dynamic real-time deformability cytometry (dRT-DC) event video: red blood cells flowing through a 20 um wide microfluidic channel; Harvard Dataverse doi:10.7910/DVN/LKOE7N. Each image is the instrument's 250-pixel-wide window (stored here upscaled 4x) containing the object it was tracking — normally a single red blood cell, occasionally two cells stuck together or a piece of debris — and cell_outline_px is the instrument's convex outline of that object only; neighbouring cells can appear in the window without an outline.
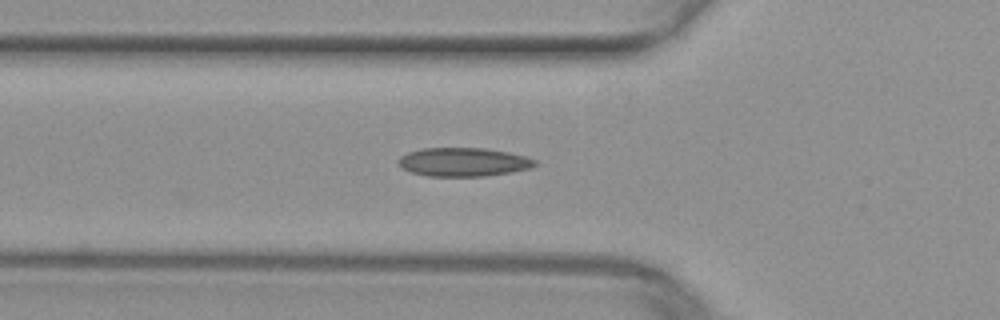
{"species": "common noctule bat (a hibernating species)", "species_latin": "Nyctalus noctula", "temperature_condition": "warm", "stored_images_in_passage": 6, "camera_frame_rate_fps": 3000, "um_per_image_px": 0.085, "animal": {"sex": "female", "body_mass_g": 29.2, "forearm_length_mm": 56.3}, "frame": {"image": 1, "passage_image": 2, "time_ms": 0.333, "image_size_px": [1000, 320], "cell_outline_px": [[536, 164], [532, 168], [512, 172], [488, 176], [428, 176], [412, 172], [400, 168], [400, 156], [408, 152], [424, 148], [484, 148], [508, 152], [524, 156], [536, 160]], "centroid_in_image_um": [39.41, 13.78], "position_along_channel_um": 86.4, "area_um2": 22.77}}
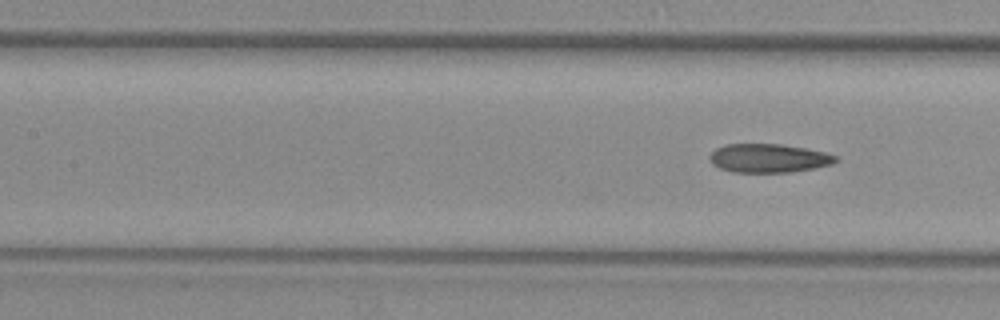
{"frame": {"image": 2, "passage_image": 6, "time_ms": 1.667, "image_size_px": [1000, 320], "cell_outline_px": [[840, 160], [832, 164], [816, 168], [792, 172], [732, 172], [720, 168], [712, 164], [708, 156], [716, 148], [724, 144], [780, 144], [804, 148], [824, 152], [836, 156]], "centroid_in_image_um": [65.33, 13.45], "position_along_channel_um": 142.1, "area_um2": 21.15}}